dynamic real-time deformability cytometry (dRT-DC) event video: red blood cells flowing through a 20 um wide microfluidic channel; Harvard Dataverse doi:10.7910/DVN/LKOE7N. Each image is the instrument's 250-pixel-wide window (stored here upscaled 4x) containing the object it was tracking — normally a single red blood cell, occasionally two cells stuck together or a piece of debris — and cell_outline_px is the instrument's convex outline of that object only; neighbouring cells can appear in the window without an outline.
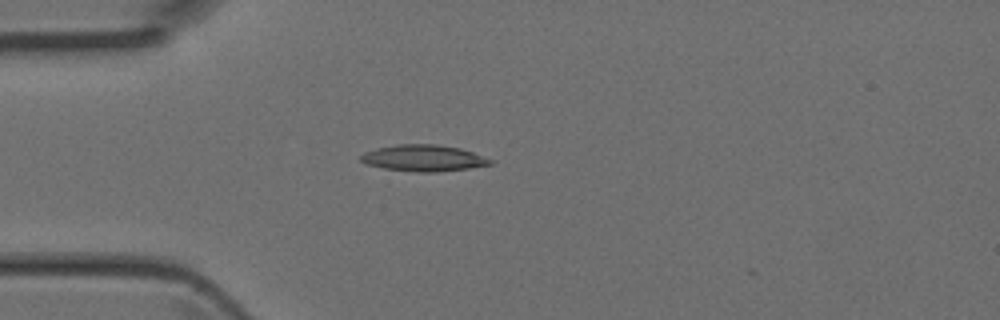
{"species": "Egyptian fruit bat (a non-hibernating species)", "species_latin": "Rousettus aegyptiacus", "temperature_condition": "room temperature", "stored_images_in_passage": 4, "camera_frame_rate_fps": 3000, "um_per_image_px": 0.085, "animal": {"sex": "female"}, "frame": {"image": 1, "passage_image": 3, "time_ms": 0.667, "image_size_px": [1000, 320], "cell_outline_px": [[492, 164], [468, 168], [436, 172], [420, 172], [384, 168], [364, 164], [360, 160], [360, 156], [364, 152], [376, 148], [396, 144], [436, 144], [460, 148], [472, 152], [492, 160]], "centroid_in_image_um": [35.95, 13.43], "position_along_channel_um": 49.0, "area_um2": 19.83}}